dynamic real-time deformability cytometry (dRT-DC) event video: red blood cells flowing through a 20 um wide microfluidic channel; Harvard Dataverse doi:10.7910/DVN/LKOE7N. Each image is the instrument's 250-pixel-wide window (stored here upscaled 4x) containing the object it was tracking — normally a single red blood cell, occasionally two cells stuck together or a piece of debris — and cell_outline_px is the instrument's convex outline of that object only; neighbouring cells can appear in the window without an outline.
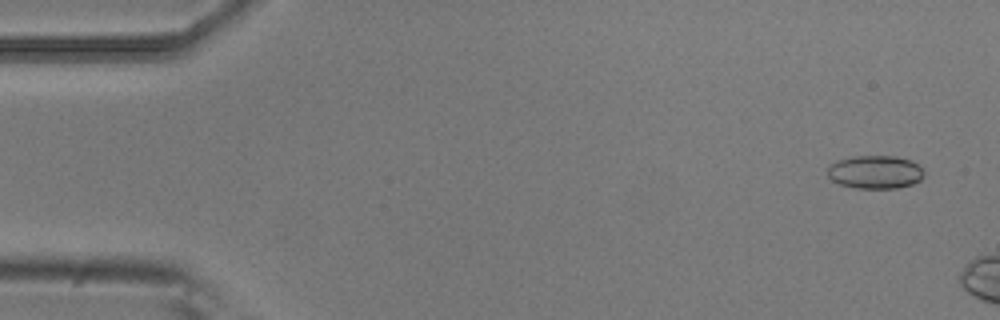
{"species": "common noctule bat (a hibernating species)", "species_latin": "Nyctalus noctula", "temperature_condition": "room temperature", "stored_images_in_passage": 4, "camera_frame_rate_fps": 3000, "um_per_image_px": 0.085, "animal": {"sex": "male", "body_mass_g": 20.5, "forearm_length_mm": 52.5}, "frame": {"image": 1, "passage_image": 1, "time_ms": 0.0, "image_size_px": [1000, 320], "cell_outline_px": [[924, 176], [920, 180], [912, 184], [896, 188], [856, 188], [840, 184], [832, 180], [828, 176], [828, 164], [836, 160], [852, 156], [896, 156], [912, 160], [924, 172]], "centroid_in_image_um": [74.36, 14.61], "position_along_channel_um": 10.6, "area_um2": 18.79}}